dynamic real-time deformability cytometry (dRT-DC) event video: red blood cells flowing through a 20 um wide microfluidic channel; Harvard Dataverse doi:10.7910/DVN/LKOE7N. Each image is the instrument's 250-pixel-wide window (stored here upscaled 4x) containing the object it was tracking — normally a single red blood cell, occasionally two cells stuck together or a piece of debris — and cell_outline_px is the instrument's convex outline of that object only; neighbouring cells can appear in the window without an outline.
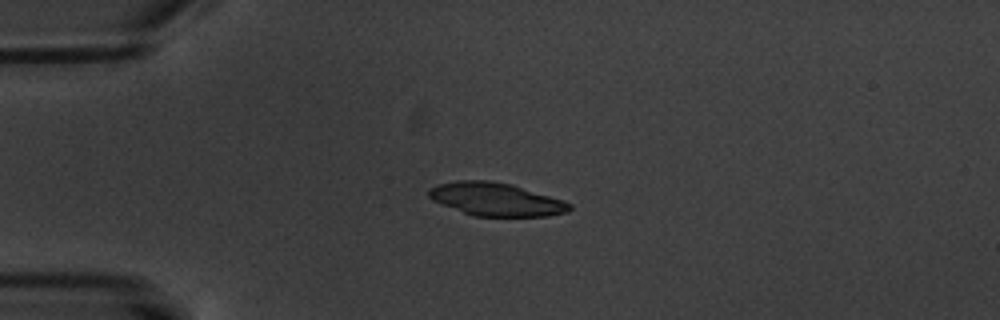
{"species": "common noctule bat (a hibernating species)", "species_latin": "Nyctalus noctula", "temperature_condition": "warm", "stored_images_in_passage": 5, "camera_frame_rate_fps": 3000, "um_per_image_px": 0.085, "animal": {"sex": "male", "body_mass_g": 20.1, "forearm_length_mm": 53.5}, "frame": {"image": 1, "passage_image": 4, "time_ms": 3.667, "image_size_px": [1000, 320], "cell_outline_px": [[572, 208], [568, 212], [548, 216], [472, 216], [432, 200], [428, 196], [428, 188], [436, 184], [456, 180], [488, 180], [512, 184], [564, 200], [572, 204]], "centroid_in_image_um": [42.15, 16.93], "position_along_channel_um": 42.8, "area_um2": 27.4}}